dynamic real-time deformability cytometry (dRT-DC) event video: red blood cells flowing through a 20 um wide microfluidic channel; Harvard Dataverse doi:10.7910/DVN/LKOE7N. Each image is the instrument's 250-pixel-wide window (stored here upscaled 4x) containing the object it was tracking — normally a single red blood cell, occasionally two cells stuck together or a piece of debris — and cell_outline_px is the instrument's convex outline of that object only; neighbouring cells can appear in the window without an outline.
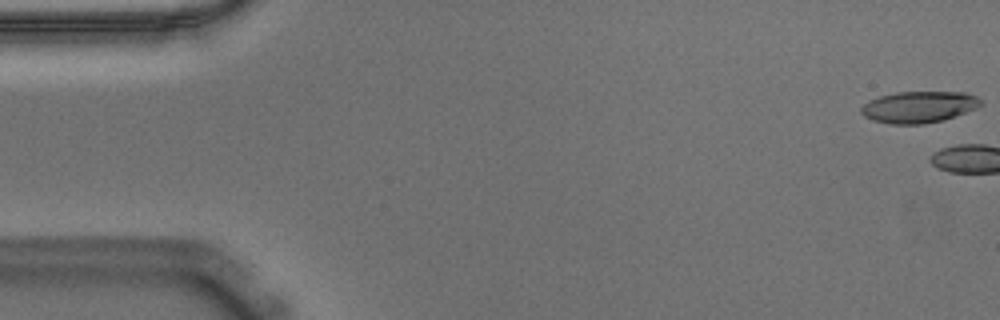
{"species": "Egyptian fruit bat (a non-hibernating species)", "species_latin": "Rousettus aegyptiacus", "temperature_condition": "warm", "stored_images_in_passage": 3, "camera_frame_rate_fps": 3000, "um_per_image_px": 0.085, "animal": {"sex": "male"}, "frame": {"image": 1, "passage_image": 1, "time_ms": 0.0, "image_size_px": [1000, 320], "cell_outline_px": [[984, 104], [976, 108], [944, 120], [924, 124], [888, 124], [872, 120], [864, 116], [860, 112], [860, 108], [868, 100], [880, 96], [896, 92], [968, 92], [976, 96]], "centroid_in_image_um": [78.09, 9.09], "position_along_channel_um": 6.9, "area_um2": 22.14}}